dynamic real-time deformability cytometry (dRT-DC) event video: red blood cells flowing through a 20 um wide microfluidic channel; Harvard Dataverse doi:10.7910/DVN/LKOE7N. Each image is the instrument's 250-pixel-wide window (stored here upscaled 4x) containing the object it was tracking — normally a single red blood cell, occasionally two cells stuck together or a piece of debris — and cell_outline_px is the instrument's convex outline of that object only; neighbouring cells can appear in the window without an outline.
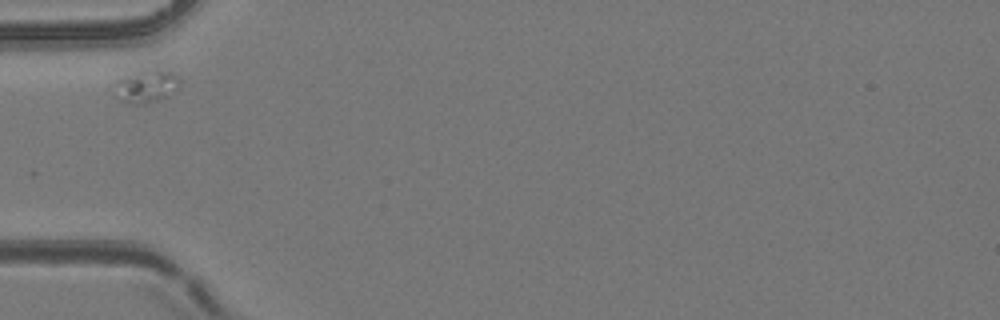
{"species": "common noctule bat (a hibernating species)", "species_latin": "Nyctalus noctula", "temperature_condition": "room temperature", "stored_images_in_passage": 6, "camera_frame_rate_fps": 3000, "um_per_image_px": 0.085, "animal": {"sex": "female", "body_mass_g": 24.6, "forearm_length_mm": 56.2}, "frame": {"image": 1, "passage_image": 1, "time_ms": 0.0, "image_size_px": [1000, 320], "cell_outline_px": [[180, 84], [176, 88], [160, 100], [140, 104], [136, 104], [120, 100], [112, 96], [112, 84], [116, 80], [124, 76], [156, 68], [168, 72], [176, 76], [180, 80]], "centroid_in_image_um": [12.32, 7.34], "position_along_channel_um": 72.7, "area_um2": 12.43}}